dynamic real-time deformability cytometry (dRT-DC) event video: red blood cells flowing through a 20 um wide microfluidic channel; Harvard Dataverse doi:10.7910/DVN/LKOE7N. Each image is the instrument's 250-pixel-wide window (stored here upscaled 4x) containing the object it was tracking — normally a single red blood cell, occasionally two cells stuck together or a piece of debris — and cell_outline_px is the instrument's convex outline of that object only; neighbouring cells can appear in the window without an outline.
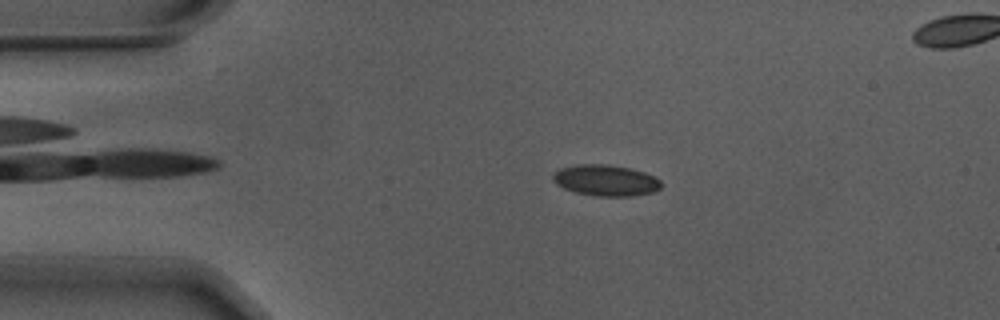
{"species": "Egyptian fruit bat (a non-hibernating species)", "species_latin": "Rousettus aegyptiacus", "temperature_condition": "warm", "stored_images_in_passage": 56, "segment_of_instrument_passage": [1, 2], "camera_frame_rate_fps": 3000, "um_per_image_px": 0.085, "animal": {"sex": "male"}, "frame": {"image": 1, "passage_image": 11, "time_ms": 3.333, "image_size_px": [1000, 320], "cell_outline_px": [[660, 188], [656, 192], [632, 196], [596, 196], [576, 192], [564, 188], [556, 184], [552, 180], [552, 172], [560, 168], [580, 164], [604, 164], [632, 168], [656, 176], [660, 180]], "centroid_in_image_um": [51.49, 15.33], "position_along_channel_um": 33.5, "area_um2": 19.83}}
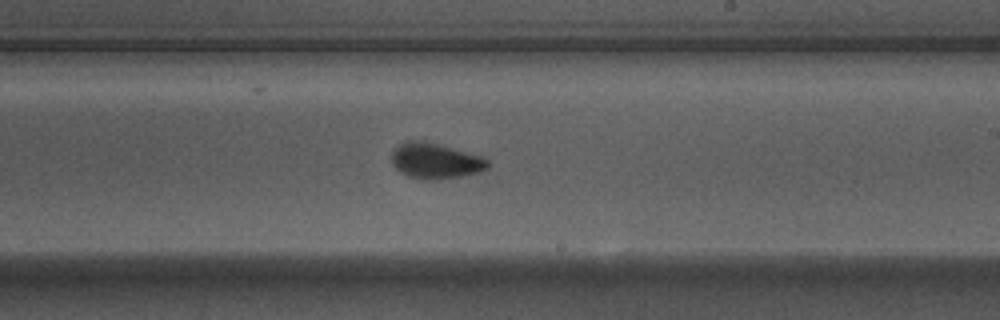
{"frame": {"image": 2, "passage_image": 32, "time_ms": 10.333, "image_size_px": [1000, 320], "cell_outline_px": [[488, 168], [480, 172], [460, 176], [436, 180], [420, 180], [408, 176], [400, 172], [392, 164], [392, 152], [400, 144], [408, 140], [416, 140], [436, 144], [480, 156], [488, 160]], "centroid_in_image_um": [36.98, 13.7], "position_along_channel_um": 252.0, "area_um2": 19.65}}
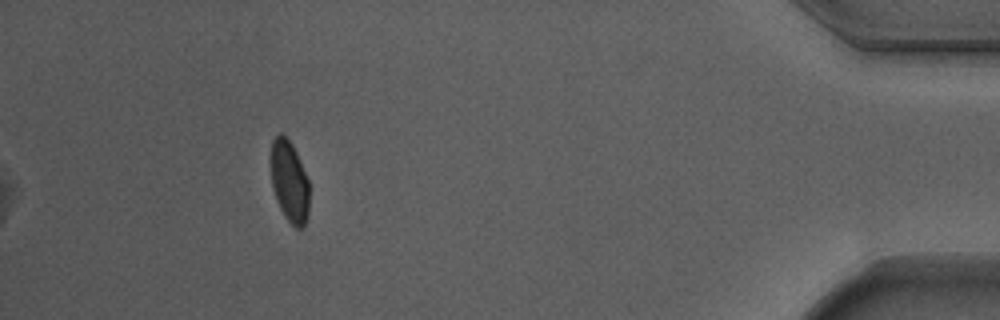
{"frame": {"image": 3, "passage_image": 50, "time_ms": 16.333, "image_size_px": [1000, 320], "cell_outline_px": [[308, 216], [304, 224], [300, 228], [296, 228], [284, 216], [276, 200], [272, 184], [272, 140], [280, 132], [292, 144], [296, 152], [308, 180]], "centroid_in_image_um": [24.6, 15.45], "position_along_channel_um": 410.6, "area_um2": 17.8}}